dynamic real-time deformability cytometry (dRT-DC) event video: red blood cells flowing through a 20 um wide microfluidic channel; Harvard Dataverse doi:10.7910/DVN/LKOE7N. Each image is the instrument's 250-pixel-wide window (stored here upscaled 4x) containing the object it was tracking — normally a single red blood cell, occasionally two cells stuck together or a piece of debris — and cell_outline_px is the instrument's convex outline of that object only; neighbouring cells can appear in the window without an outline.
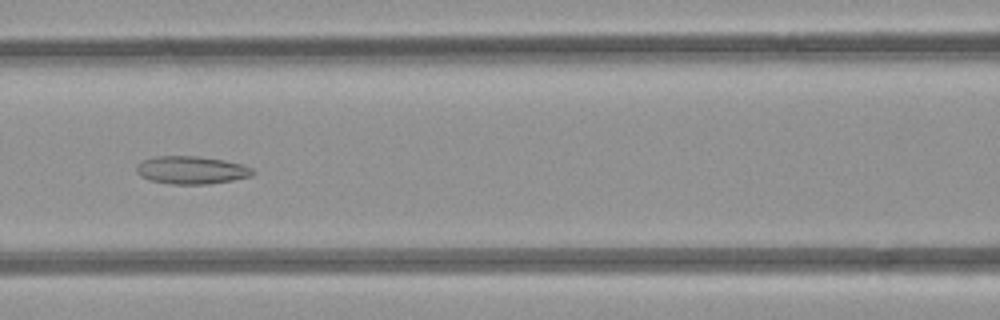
{"species": "common noctule bat (a hibernating species)", "species_latin": "Nyctalus noctula", "temperature_condition": "room temperature", "stored_images_in_passage": 6, "camera_frame_rate_fps": 3000, "um_per_image_px": 0.085, "animal": {"sex": "female", "body_mass_g": 21.9}, "frame": {"image": 1, "passage_image": 6, "time_ms": 5.667, "image_size_px": [1000, 320], "cell_outline_px": [[256, 172], [252, 176], [232, 180], [208, 184], [168, 184], [148, 180], [140, 176], [136, 172], [136, 168], [144, 160], [156, 156], [196, 156], [224, 160], [244, 164], [252, 168]], "centroid_in_image_um": [16.3, 14.46], "position_along_channel_um": 150.3, "area_um2": 18.96}}